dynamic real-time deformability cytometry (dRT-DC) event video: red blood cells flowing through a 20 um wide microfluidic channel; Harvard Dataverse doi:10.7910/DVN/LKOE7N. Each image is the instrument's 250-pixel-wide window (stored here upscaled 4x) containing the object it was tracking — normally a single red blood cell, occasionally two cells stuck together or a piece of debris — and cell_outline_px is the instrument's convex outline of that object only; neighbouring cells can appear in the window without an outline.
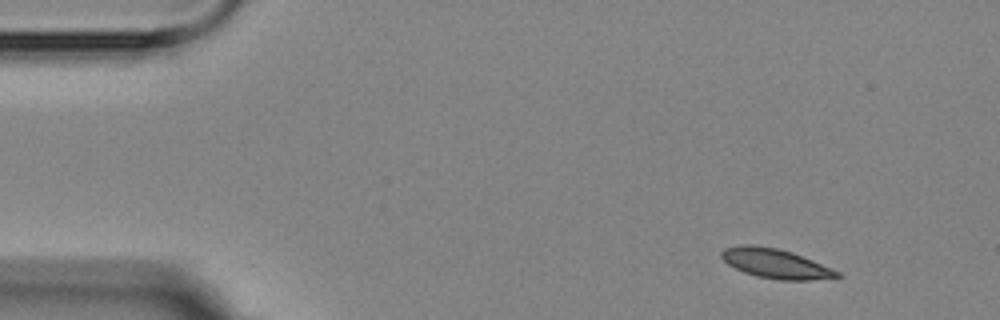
{"species": "Egyptian fruit bat (a non-hibernating species)", "species_latin": "Rousettus aegyptiacus", "temperature_condition": "room temperature", "stored_images_in_passage": 4, "camera_frame_rate_fps": 3000, "um_per_image_px": 0.085, "animal": {"sex": "female"}, "frame": {"image": 1, "passage_image": 1, "time_ms": 0.0, "image_size_px": [1000, 320], "cell_outline_px": [[844, 276], [808, 280], [780, 280], [756, 276], [744, 272], [728, 264], [720, 256], [720, 252], [724, 248], [744, 244], [752, 244], [776, 248], [792, 252], [812, 260], [840, 272]], "centroid_in_image_um": [65.9, 22.39], "position_along_channel_um": 19.1, "area_um2": 19.77}}